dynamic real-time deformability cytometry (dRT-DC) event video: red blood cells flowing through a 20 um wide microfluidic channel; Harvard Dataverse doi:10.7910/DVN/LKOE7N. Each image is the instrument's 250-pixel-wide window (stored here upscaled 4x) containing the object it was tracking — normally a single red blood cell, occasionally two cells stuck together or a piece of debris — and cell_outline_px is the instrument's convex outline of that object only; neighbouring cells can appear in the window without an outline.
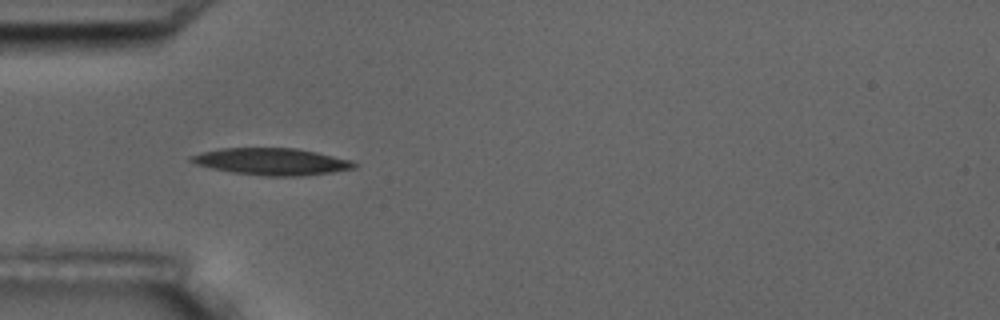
{"species": "common noctule bat (a hibernating species)", "species_latin": "Nyctalus noctula", "temperature_condition": "room temperature", "stored_images_in_passage": 5, "camera_frame_rate_fps": 3000, "um_per_image_px": 0.085, "animal": {"sex": "male", "body_mass_g": 17.5, "forearm_length_mm": 52.3}, "frame": {"image": 1, "passage_image": 4, "time_ms": 3.667, "image_size_px": [1000, 320], "cell_outline_px": [[360, 164], [356, 168], [332, 172], [304, 176], [264, 176], [232, 172], [212, 168], [196, 164], [188, 160], [188, 156], [200, 152], [220, 148], [296, 148], [316, 152], [352, 160]], "centroid_in_image_um": [23.11, 13.73], "position_along_channel_um": 61.9, "area_um2": 25.78}}